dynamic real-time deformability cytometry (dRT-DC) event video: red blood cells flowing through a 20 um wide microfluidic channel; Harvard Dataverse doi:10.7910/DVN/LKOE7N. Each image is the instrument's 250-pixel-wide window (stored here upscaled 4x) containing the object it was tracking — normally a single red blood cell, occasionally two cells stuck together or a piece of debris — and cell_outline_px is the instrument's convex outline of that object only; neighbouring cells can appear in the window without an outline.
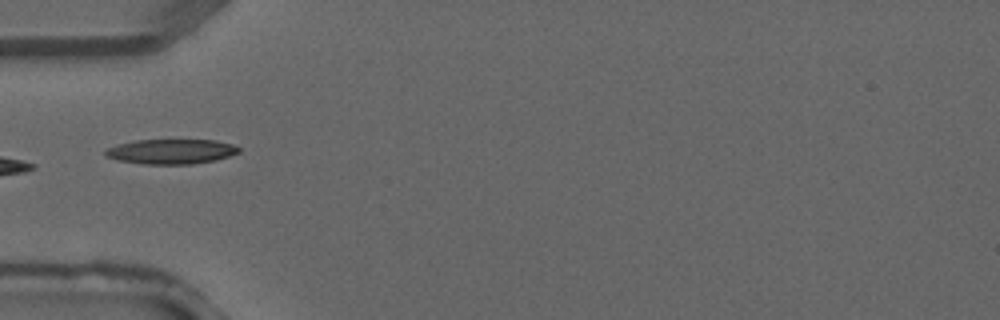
{"species": "common noctule bat (a hibernating species)", "species_latin": "Nyctalus noctula", "temperature_condition": "warm", "stored_images_in_passage": 4, "camera_frame_rate_fps": 3000, "um_per_image_px": 0.085, "animal": {"sex": "male", "forearm_length_mm": 52.5}, "frame": {"image": 1, "passage_image": 4, "time_ms": 1.0, "image_size_px": [1000, 320], "cell_outline_px": [[240, 152], [216, 160], [192, 164], [144, 164], [116, 160], [104, 156], [104, 152], [108, 148], [120, 144], [136, 140], [216, 140], [232, 144], [240, 148]], "centroid_in_image_um": [14.55, 12.88], "position_along_channel_um": 70.5, "area_um2": 19.31}}